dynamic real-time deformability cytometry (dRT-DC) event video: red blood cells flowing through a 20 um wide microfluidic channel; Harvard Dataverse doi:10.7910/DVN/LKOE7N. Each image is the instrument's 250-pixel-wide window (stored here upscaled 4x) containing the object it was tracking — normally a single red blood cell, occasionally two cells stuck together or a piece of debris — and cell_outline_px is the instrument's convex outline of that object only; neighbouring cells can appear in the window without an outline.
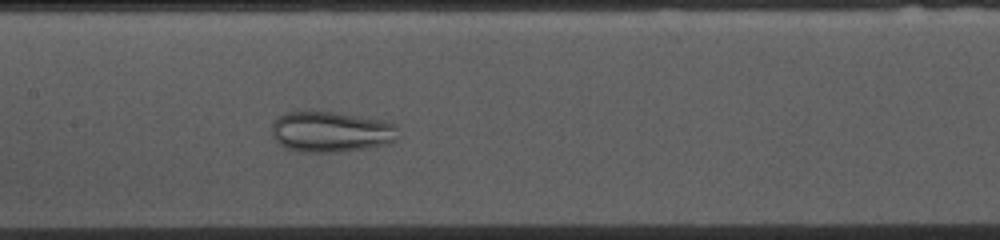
{"species": "common noctule bat (a hibernating species)", "species_latin": "Nyctalus noctula", "temperature_condition": "cold", "stored_images_in_passage": 52, "camera_frame_rate_fps": 3000, "um_per_image_px": 0.085, "animal": {"sex": "female", "body_mass_g": 10.0, "forearm_length_mm": 53.1}, "frame": {"image": 1, "passage_image": 23, "time_ms": 7.333, "image_size_px": [1000, 240], "cell_outline_px": [[396, 140], [384, 144], [368, 148], [344, 152], [300, 152], [284, 148], [272, 136], [272, 124], [280, 116], [288, 112], [336, 112], [384, 120], [396, 124]], "centroid_in_image_um": [28.13, 11.22], "position_along_channel_um": 179.3, "area_um2": 30.0}}
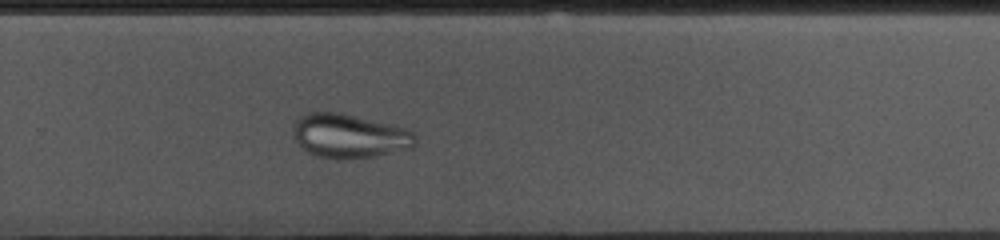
{"frame": {"image": 2, "passage_image": 33, "time_ms": 10.667, "image_size_px": [1000, 240], "cell_outline_px": [[416, 144], [412, 148], [376, 156], [344, 160], [320, 156], [308, 152], [292, 136], [292, 124], [300, 116], [308, 112], [340, 112], [396, 124], [408, 128], [416, 136]], "centroid_in_image_um": [29.73, 11.54], "position_along_channel_um": 300.1, "area_um2": 31.96}}
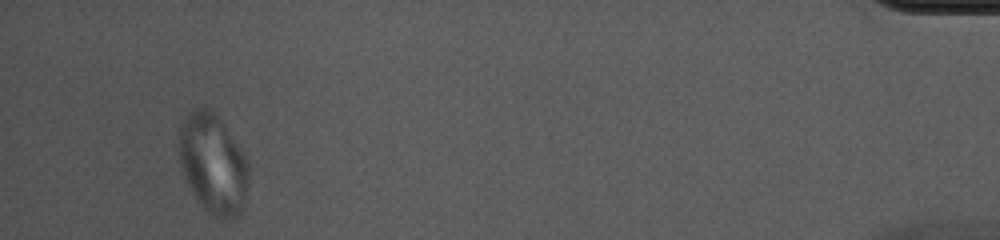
{"frame": {"image": 3, "passage_image": 49, "time_ms": 16.0, "image_size_px": [1000, 240], "cell_outline_px": [[248, 172], [244, 204], [240, 212], [232, 220], [228, 220], [212, 216], [196, 200], [188, 184], [180, 160], [180, 124], [188, 112], [204, 104], [224, 124], [240, 148], [248, 164]], "centroid_in_image_um": [18.1, 13.92], "position_along_channel_um": 417.1, "area_um2": 40.06}}